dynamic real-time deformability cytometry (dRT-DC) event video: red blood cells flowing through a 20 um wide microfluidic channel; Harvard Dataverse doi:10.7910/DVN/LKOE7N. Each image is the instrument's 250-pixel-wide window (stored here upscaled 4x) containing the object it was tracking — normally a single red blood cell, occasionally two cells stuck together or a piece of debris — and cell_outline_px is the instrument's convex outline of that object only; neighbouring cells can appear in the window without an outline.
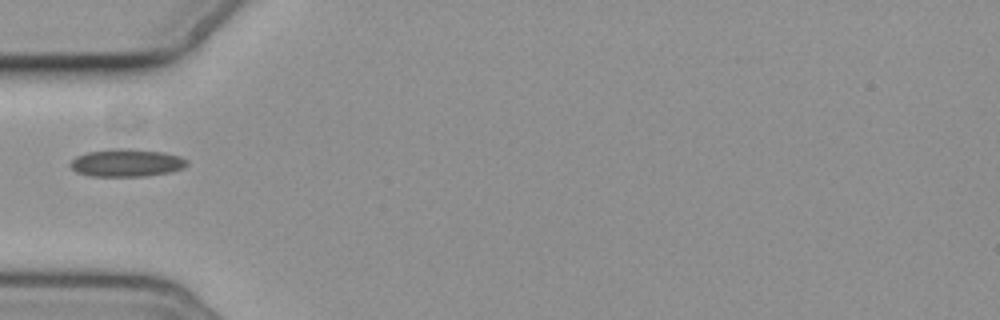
{"species": "common noctule bat (a hibernating species)", "species_latin": "Nyctalus noctula", "temperature_condition": "cold", "stored_images_in_passage": 1, "camera_frame_rate_fps": 3000, "um_per_image_px": 0.085, "animal": {"sex": "female", "body_mass_g": 19.3, "forearm_length_mm": 54.1}, "frame": {"image": 1, "passage_image": 1, "time_ms": 0.0, "image_size_px": [1000, 320], "cell_outline_px": [[188, 164], [184, 168], [168, 172], [144, 176], [88, 176], [76, 172], [68, 164], [76, 156], [88, 152], [112, 148], [128, 148], [164, 152], [180, 156], [188, 160]], "centroid_in_image_um": [10.75, 13.83], "position_along_channel_um": 74.2, "area_um2": 18.96}}